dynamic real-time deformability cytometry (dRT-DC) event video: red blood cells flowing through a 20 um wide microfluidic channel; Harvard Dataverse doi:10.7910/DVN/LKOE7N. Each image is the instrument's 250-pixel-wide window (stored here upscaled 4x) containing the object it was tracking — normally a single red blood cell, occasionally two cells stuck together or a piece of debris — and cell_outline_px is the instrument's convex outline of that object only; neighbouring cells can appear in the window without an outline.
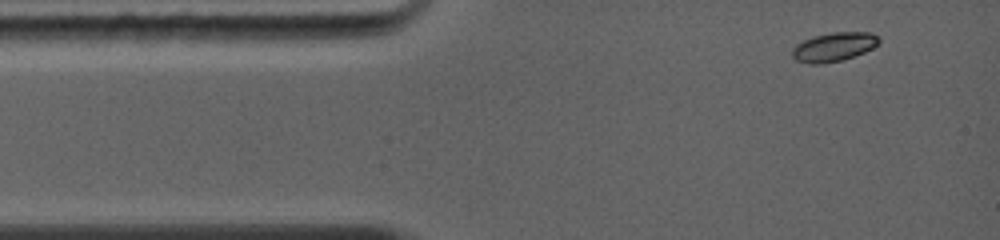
{"species": "common noctule bat (a hibernating species)", "species_latin": "Nyctalus noctula", "temperature_condition": "warm", "stored_images_in_passage": 20, "camera_frame_rate_fps": 5000, "um_per_image_px": 0.085, "animal": {"sex": "female", "body_mass_g": 19.0, "forearm_length_mm": 56.7}, "frame": {"image": 1, "passage_image": 1, "time_ms": 0.0, "image_size_px": [1000, 240], "cell_outline_px": [[880, 44], [864, 52], [840, 60], [824, 64], [808, 64], [796, 60], [792, 56], [792, 48], [796, 44], [812, 36], [832, 32], [872, 32], [880, 40]], "centroid_in_image_um": [70.85, 3.98], "position_along_channel_um": 14.1, "area_um2": 14.68}}
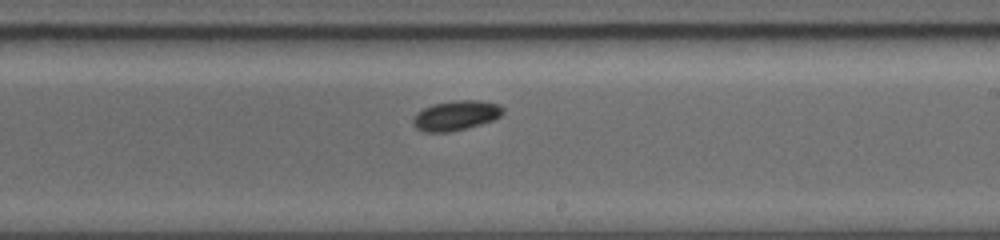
{"frame": {"image": 2, "passage_image": 12, "time_ms": 6.6, "image_size_px": [1000, 240], "cell_outline_px": [[504, 112], [500, 116], [492, 120], [480, 124], [448, 132], [424, 132], [416, 128], [412, 124], [412, 120], [416, 112], [432, 104], [452, 100], [480, 100], [500, 104], [504, 108]], "centroid_in_image_um": [38.74, 9.8], "position_along_channel_um": 250.3, "area_um2": 15.72}}
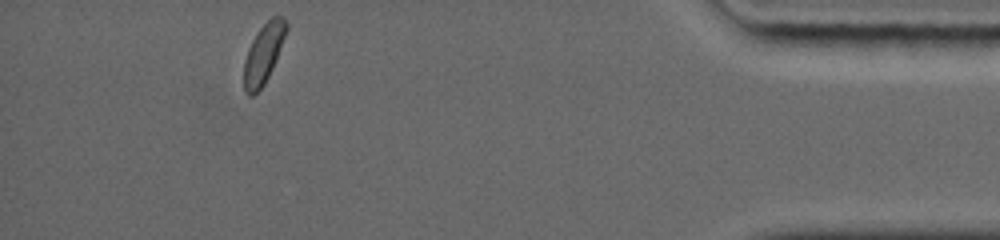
{"frame": {"image": 3, "passage_image": 20, "time_ms": 11.8, "image_size_px": [1000, 240], "cell_outline_px": [[288, 28], [272, 68], [264, 84], [252, 96], [248, 96], [244, 92], [244, 60], [248, 48], [252, 40], [260, 28], [272, 16], [284, 16], [288, 24]], "centroid_in_image_um": [22.39, 4.54], "position_along_channel_um": 412.8, "area_um2": 14.57}, "authors_computed_cell_mechanics": {"area_um2": 14.9991, "velocity_mm_per_s": 4.3407, "shape_relaxation_time_tau1_ms": 5.7937, "shape_relaxation_time_tau2_ms": null, "deformation_change_tau1": 0.0767, "deformation_change_tau2": null}}